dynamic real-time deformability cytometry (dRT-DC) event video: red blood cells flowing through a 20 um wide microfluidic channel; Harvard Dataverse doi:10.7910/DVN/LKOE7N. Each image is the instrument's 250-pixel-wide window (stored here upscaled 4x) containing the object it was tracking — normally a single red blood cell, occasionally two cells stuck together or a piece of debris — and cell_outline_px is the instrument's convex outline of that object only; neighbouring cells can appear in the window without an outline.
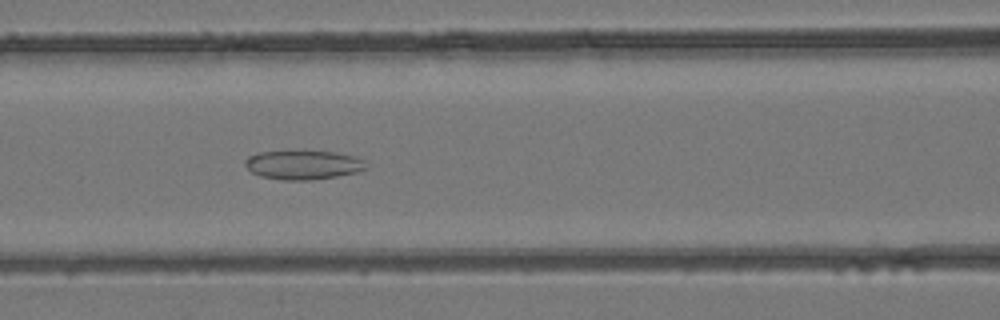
{"species": "common noctule bat (a hibernating species)", "species_latin": "Nyctalus noctula", "temperature_condition": "room temperature", "stored_images_in_passage": 38, "camera_frame_rate_fps": 3000, "um_per_image_px": 0.085, "animal": {"sex": "female", "body_mass_g": 24.6, "forearm_length_mm": 56.2}, "frame": {"image": 1, "passage_image": 10, "time_ms": 3.0, "image_size_px": [1000, 320], "cell_outline_px": [[368, 168], [356, 172], [336, 176], [312, 180], [284, 180], [260, 176], [252, 172], [244, 164], [244, 160], [248, 156], [260, 152], [332, 152], [356, 156], [364, 160]], "centroid_in_image_um": [25.78, 14.03], "position_along_channel_um": 140.8, "area_um2": 20.23}}
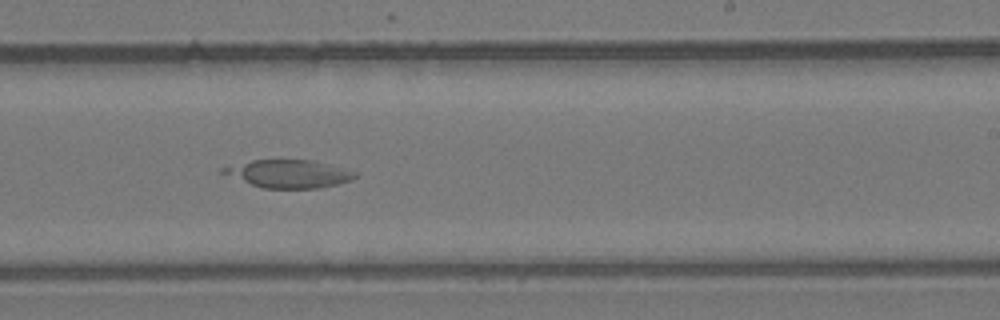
{"frame": {"image": 2, "passage_image": 19, "time_ms": 6.0, "image_size_px": [1000, 320], "cell_outline_px": [[356, 176], [348, 180], [336, 184], [320, 188], [264, 188], [252, 184], [220, 172], [220, 168], [252, 160], [308, 160], [356, 172]], "centroid_in_image_um": [24.49, 14.77], "position_along_channel_um": 264.5, "area_um2": 20.69}}
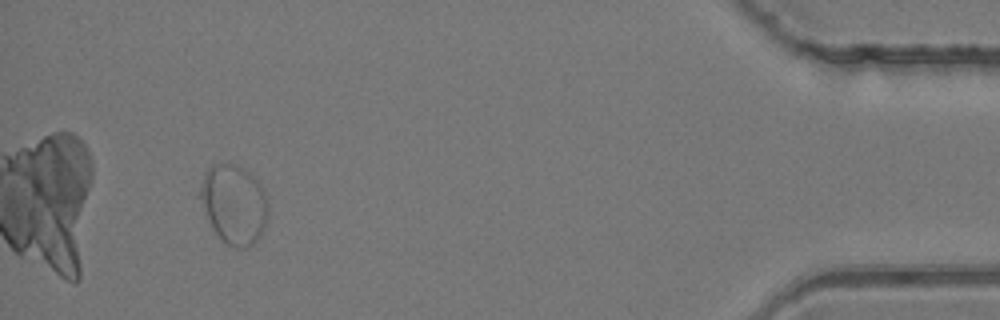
{"frame": {"image": 3, "passage_image": 35, "time_ms": 11.333, "image_size_px": [1000, 320], "cell_outline_px": [[268, 216], [256, 240], [248, 248], [236, 248], [228, 244], [216, 232], [208, 216], [200, 196], [200, 188], [204, 176], [208, 168], [212, 164], [236, 164], [248, 172], [260, 184], [264, 192], [268, 204]], "centroid_in_image_um": [19.91, 17.34], "position_along_channel_um": 415.3, "area_um2": 30.46}}